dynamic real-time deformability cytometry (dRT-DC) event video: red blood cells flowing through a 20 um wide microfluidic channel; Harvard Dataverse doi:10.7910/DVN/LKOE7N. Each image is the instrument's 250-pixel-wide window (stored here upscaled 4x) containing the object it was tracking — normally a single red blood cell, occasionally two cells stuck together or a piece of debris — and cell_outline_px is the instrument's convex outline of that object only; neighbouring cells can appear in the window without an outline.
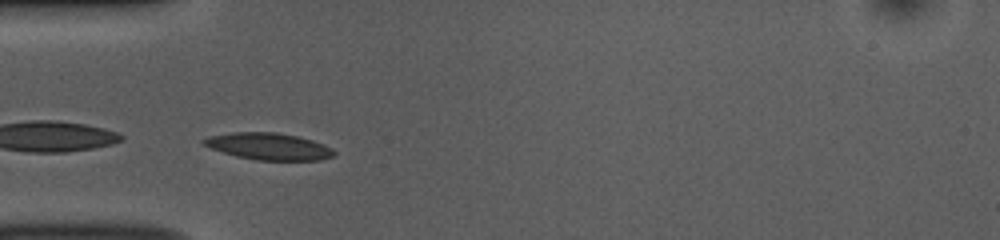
{"species": "common noctule bat (a hibernating species)", "species_latin": "Nyctalus noctula", "temperature_condition": "room temperature", "stored_images_in_passage": 42, "camera_frame_rate_fps": 3000, "um_per_image_px": 0.085, "animal": {"sex": "female", "body_mass_g": 10.0, "forearm_length_mm": 53.1}, "frame": {"image": 1, "passage_image": 5, "time_ms": 1.333, "image_size_px": [1000, 240], "cell_outline_px": [[336, 156], [320, 160], [256, 160], [236, 156], [212, 148], [204, 144], [200, 140], [208, 136], [232, 132], [276, 132], [296, 136], [312, 140], [324, 144], [332, 148], [336, 152]], "centroid_in_image_um": [22.87, 12.44], "position_along_channel_um": 62.1, "area_um2": 20.4}}
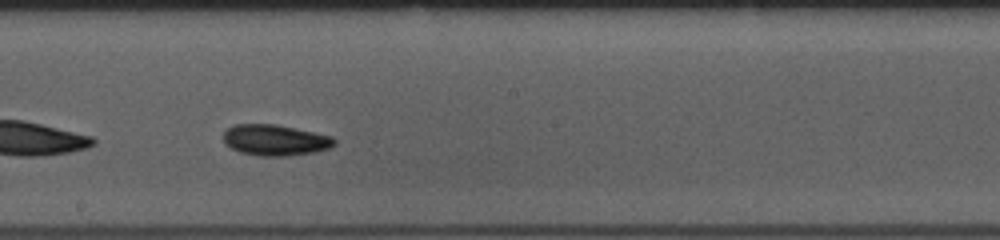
{"frame": {"image": 2, "passage_image": 18, "time_ms": 5.667, "image_size_px": [1000, 240], "cell_outline_px": [[336, 144], [332, 148], [316, 152], [284, 156], [260, 156], [240, 152], [224, 144], [224, 132], [232, 124], [276, 124], [316, 132], [332, 136], [336, 140]], "centroid_in_image_um": [23.42, 11.9], "position_along_channel_um": 224.8, "area_um2": 20.29}}
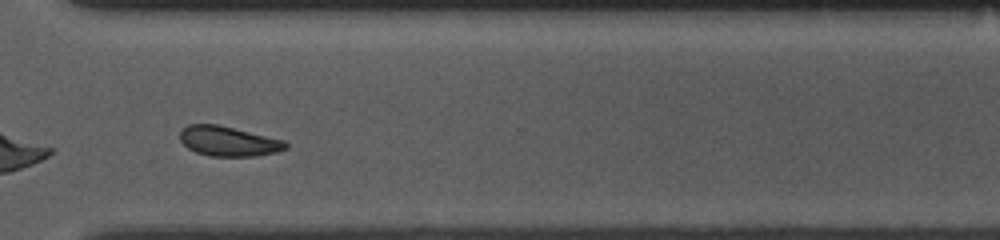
{"frame": {"image": 3, "passage_image": 28, "time_ms": 9.0, "image_size_px": [1000, 240], "cell_outline_px": [[288, 148], [276, 152], [256, 156], [208, 156], [196, 152], [188, 148], [180, 140], [180, 132], [188, 124], [220, 124], [284, 140], [288, 144]], "centroid_in_image_um": [19.42, 12.0], "position_along_channel_um": 351.2, "area_um2": 18.5}, "authors_computed_cell_mechanics": {"area_um2": 19.363, "velocity_mm_per_s": 3.7896, "shape_relaxation_time_tau1_ms": 3.8629, "shape_relaxation_time_tau2_ms": 4.0071, "deformation_change_tau1": 0.0845, "deformation_change_tau2": 0.0846}}